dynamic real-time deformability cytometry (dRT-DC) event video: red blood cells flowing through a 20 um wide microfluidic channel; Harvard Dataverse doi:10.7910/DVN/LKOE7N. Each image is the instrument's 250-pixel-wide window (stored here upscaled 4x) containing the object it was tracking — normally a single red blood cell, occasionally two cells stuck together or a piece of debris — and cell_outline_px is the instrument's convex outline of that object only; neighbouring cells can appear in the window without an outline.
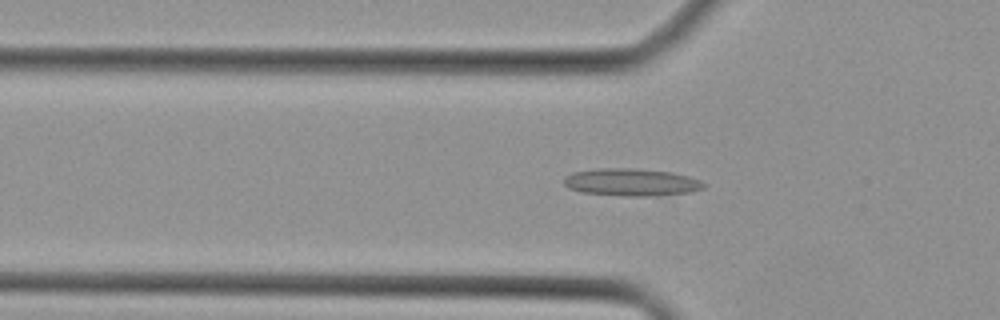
{"species": "Egyptian fruit bat (a non-hibernating species)", "species_latin": "Rousettus aegyptiacus", "temperature_condition": "cold", "stored_images_in_passage": 23, "camera_frame_rate_fps": 3000, "um_per_image_px": 0.085, "animal": {"sex": "female"}, "frame": {"image": 1, "passage_image": 7, "time_ms": 2.0, "image_size_px": [1000, 320], "cell_outline_px": [[704, 188], [688, 192], [660, 196], [628, 196], [580, 192], [568, 188], [564, 184], [564, 176], [572, 172], [596, 168], [636, 168], [672, 172], [688, 176], [700, 180], [704, 184]], "centroid_in_image_um": [53.63, 15.48], "position_along_channel_um": 72.2, "area_um2": 22.54}}
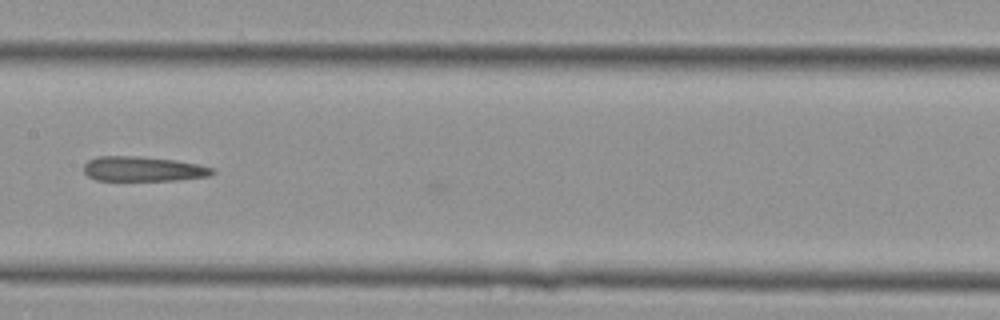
{"frame": {"image": 2, "passage_image": 15, "time_ms": 4.667, "image_size_px": [1000, 320], "cell_outline_px": [[216, 172], [208, 176], [176, 180], [96, 180], [88, 176], [84, 172], [84, 164], [88, 160], [96, 156], [136, 156], [176, 160], [196, 164], [212, 168]], "centroid_in_image_um": [12.12, 14.35], "position_along_channel_um": 195.3, "area_um2": 18.5}}
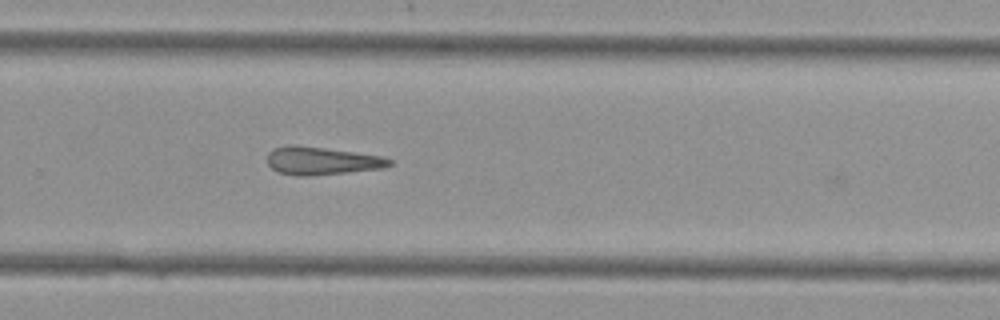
{"frame": {"image": 3, "passage_image": 22, "time_ms": 7.0, "image_size_px": [1000, 320], "cell_outline_px": [[392, 164], [384, 168], [348, 172], [308, 176], [296, 176], [276, 172], [268, 164], [268, 152], [272, 148], [292, 144], [296, 144], [380, 156], [392, 160]], "centroid_in_image_um": [27.29, 13.67], "position_along_channel_um": 302.5, "area_um2": 19.88}}